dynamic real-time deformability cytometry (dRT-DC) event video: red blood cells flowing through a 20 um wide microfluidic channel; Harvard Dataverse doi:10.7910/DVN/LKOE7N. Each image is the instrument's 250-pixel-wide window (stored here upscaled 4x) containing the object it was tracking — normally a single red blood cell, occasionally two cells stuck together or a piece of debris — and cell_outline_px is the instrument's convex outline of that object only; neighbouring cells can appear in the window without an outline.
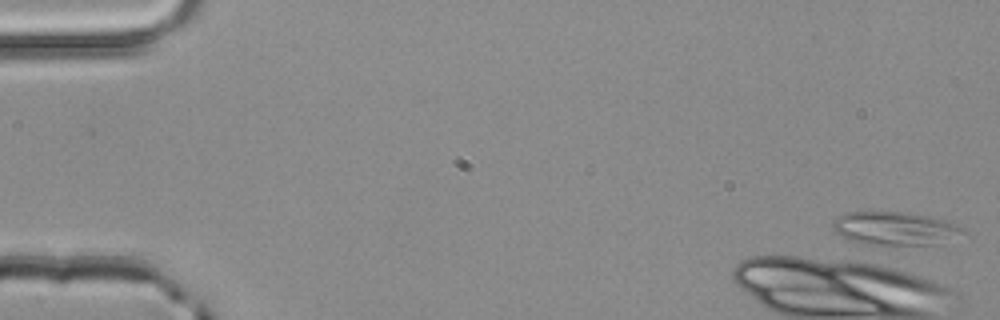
{"species": "common noctule bat (a hibernating species)", "species_latin": "Nyctalus noctula", "temperature_condition": "room temperature", "stored_images_in_passage": 2, "camera_frame_rate_fps": 3000, "um_per_image_px": 0.085, "animal": {"sex": "male", "body_mass_g": 20.4}, "frame": {"image": 1, "passage_image": 1, "time_ms": 0.0, "image_size_px": [1000, 320], "cell_outline_px": [[968, 232], [936, 244], [876, 248], [852, 240], [836, 232], [832, 224], [832, 220], [836, 216], [848, 212], [908, 212], [928, 216], [944, 220], [956, 224], [964, 228]], "centroid_in_image_um": [76.06, 19.45], "position_along_channel_um": 8.9, "area_um2": 26.01}}